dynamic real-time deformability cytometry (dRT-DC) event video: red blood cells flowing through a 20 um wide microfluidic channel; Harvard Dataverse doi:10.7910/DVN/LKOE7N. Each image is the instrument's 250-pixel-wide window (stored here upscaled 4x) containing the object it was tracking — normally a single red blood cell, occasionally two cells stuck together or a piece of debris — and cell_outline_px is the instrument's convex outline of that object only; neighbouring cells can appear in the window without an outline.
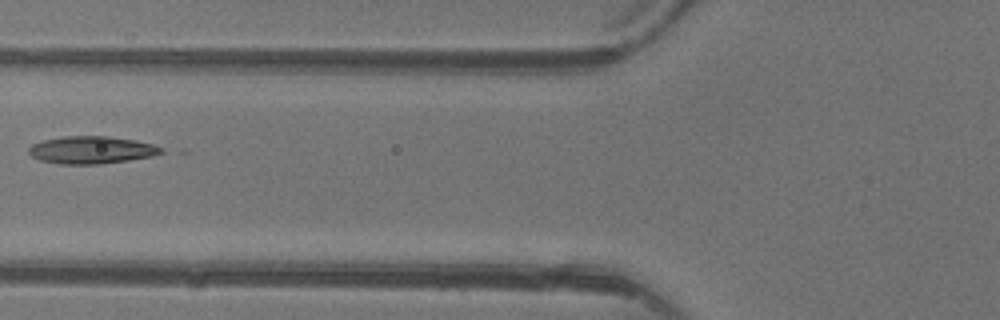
{"species": "common noctule bat (a hibernating species)", "species_latin": "Nyctalus noctula", "temperature_condition": "warm", "stored_images_in_passage": 3, "camera_frame_rate_fps": 3000, "um_per_image_px": 0.085, "animal": {"sex": "female"}, "frame": {"image": 1, "passage_image": 3, "time_ms": 2.667, "image_size_px": [1000, 320], "cell_outline_px": [[164, 152], [152, 156], [128, 160], [100, 164], [60, 164], [40, 160], [32, 156], [28, 152], [28, 148], [32, 144], [44, 140], [64, 136], [108, 136], [136, 140], [152, 144], [164, 148]], "centroid_in_image_um": [7.78, 12.74], "position_along_channel_um": 118.0, "area_um2": 21.21}}